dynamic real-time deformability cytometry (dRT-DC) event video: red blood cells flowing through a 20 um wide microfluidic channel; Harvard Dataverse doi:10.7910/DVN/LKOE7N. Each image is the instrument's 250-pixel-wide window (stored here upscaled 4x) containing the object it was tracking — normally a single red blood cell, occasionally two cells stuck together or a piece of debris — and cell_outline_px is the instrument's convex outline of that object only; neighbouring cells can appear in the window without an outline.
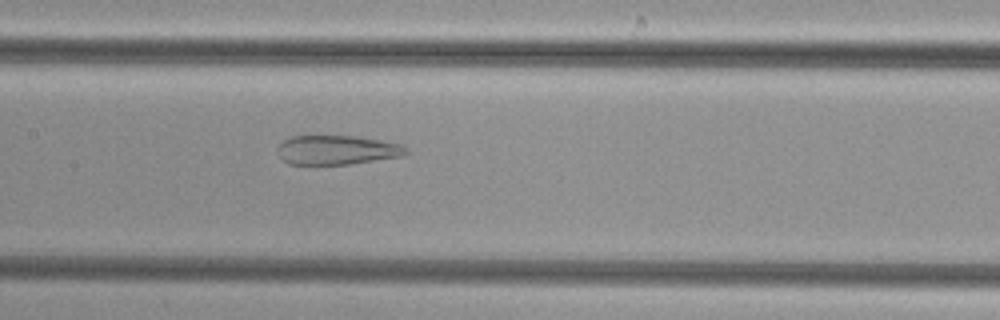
{"species": "common noctule bat (a hibernating species)", "species_latin": "Nyctalus noctula", "temperature_condition": "cold", "stored_images_in_passage": 40, "camera_frame_rate_fps": 3000, "um_per_image_px": 0.085, "animal": {"sex": "female", "body_mass_g": 29.2, "forearm_length_mm": 56.3}, "frame": {"image": 1, "passage_image": 14, "time_ms": 4.333, "image_size_px": [1000, 320], "cell_outline_px": [[408, 152], [404, 156], [352, 164], [288, 164], [280, 156], [276, 148], [284, 140], [292, 136], [356, 136], [404, 144], [408, 148]], "centroid_in_image_um": [28.7, 12.75], "position_along_channel_um": 178.7, "area_um2": 22.08}}
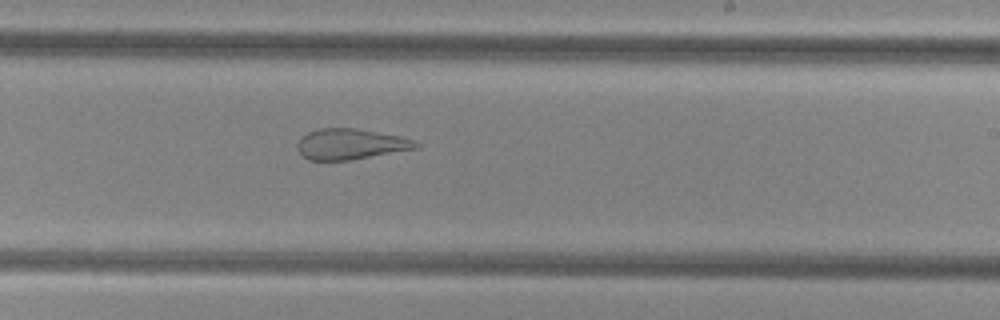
{"frame": {"image": 2, "passage_image": 20, "time_ms": 6.333, "image_size_px": [1000, 320], "cell_outline_px": [[420, 148], [352, 160], [308, 160], [296, 148], [296, 144], [300, 136], [308, 132], [320, 128], [356, 128], [400, 136], [412, 140], [420, 144]], "centroid_in_image_um": [29.79, 12.25], "position_along_channel_um": 259.2, "area_um2": 21.39}}
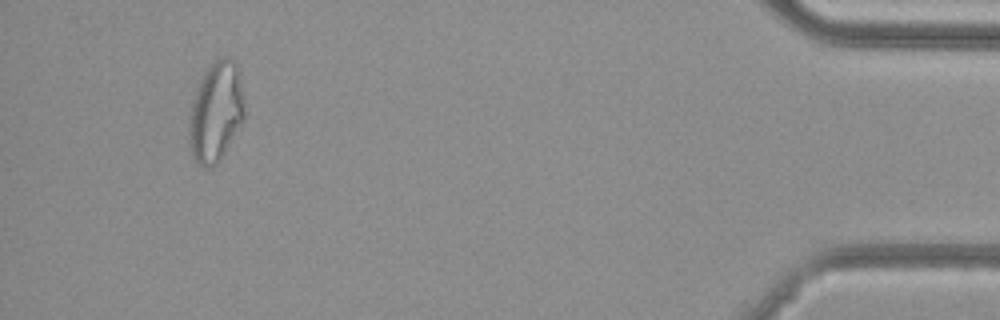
{"frame": {"image": 3, "passage_image": 37, "time_ms": 12.0, "image_size_px": [1000, 320], "cell_outline_px": [[244, 120], [220, 160], [212, 168], [200, 168], [196, 164], [192, 156], [188, 144], [188, 124], [192, 100], [204, 72], [208, 64], [216, 56], [232, 56], [236, 60], [244, 96]], "centroid_in_image_um": [18.34, 9.5], "position_along_channel_um": 416.9, "area_um2": 33.29}}